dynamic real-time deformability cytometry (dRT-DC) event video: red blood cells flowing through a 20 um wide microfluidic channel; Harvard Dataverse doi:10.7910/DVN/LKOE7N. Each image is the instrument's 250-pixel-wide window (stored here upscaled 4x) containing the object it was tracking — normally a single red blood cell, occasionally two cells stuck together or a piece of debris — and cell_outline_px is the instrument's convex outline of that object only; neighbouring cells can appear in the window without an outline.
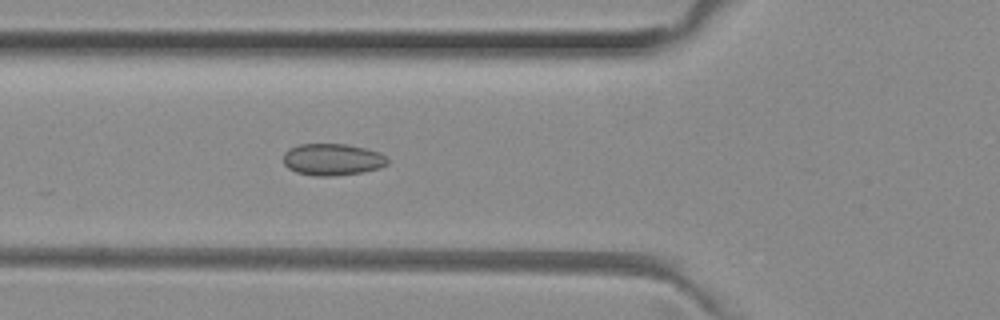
{"species": "common noctule bat (a hibernating species)", "species_latin": "Nyctalus noctula", "temperature_condition": "room temperature", "stored_images_in_passage": 24, "camera_frame_rate_fps": 3000, "um_per_image_px": 0.085, "animal": {"sex": "female", "body_mass_g": 29.2, "forearm_length_mm": 56.3}, "frame": {"image": 1, "passage_image": 18, "time_ms": 5.667, "image_size_px": [1000, 320], "cell_outline_px": [[388, 164], [380, 168], [364, 172], [332, 176], [312, 176], [296, 172], [288, 168], [284, 164], [284, 152], [288, 148], [300, 144], [348, 144], [380, 152], [388, 156]], "centroid_in_image_um": [28.27, 13.56], "position_along_channel_um": 97.5, "area_um2": 19.59}}
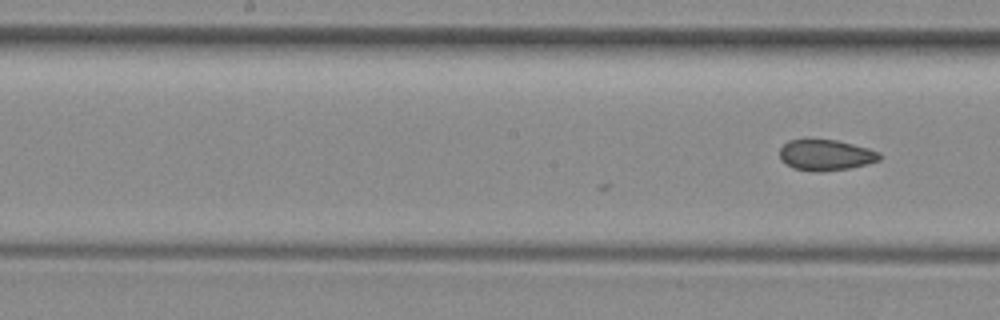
{"frame": {"image": 2, "passage_image": 24, "time_ms": 7.667, "image_size_px": [1000, 320], "cell_outline_px": [[880, 160], [868, 164], [848, 168], [792, 168], [780, 160], [780, 148], [788, 140], [808, 136], [836, 140], [868, 148], [880, 152]], "centroid_in_image_um": [70.15, 13.08], "position_along_channel_um": 178.0, "area_um2": 17.74}}